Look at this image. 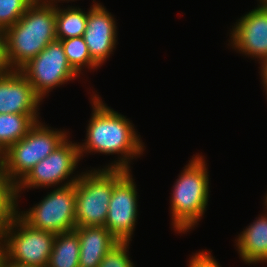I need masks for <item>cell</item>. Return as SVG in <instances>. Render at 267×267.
<instances>
[{"label": "cell", "mask_w": 267, "mask_h": 267, "mask_svg": "<svg viewBox=\"0 0 267 267\" xmlns=\"http://www.w3.org/2000/svg\"><path fill=\"white\" fill-rule=\"evenodd\" d=\"M259 215L235 239L239 256L247 264L267 263V212Z\"/></svg>", "instance_id": "cell-15"}, {"label": "cell", "mask_w": 267, "mask_h": 267, "mask_svg": "<svg viewBox=\"0 0 267 267\" xmlns=\"http://www.w3.org/2000/svg\"><path fill=\"white\" fill-rule=\"evenodd\" d=\"M11 70H19L56 40V6L35 0L14 25L5 29Z\"/></svg>", "instance_id": "cell-2"}, {"label": "cell", "mask_w": 267, "mask_h": 267, "mask_svg": "<svg viewBox=\"0 0 267 267\" xmlns=\"http://www.w3.org/2000/svg\"><path fill=\"white\" fill-rule=\"evenodd\" d=\"M79 236L75 230L58 233L47 267H79Z\"/></svg>", "instance_id": "cell-17"}, {"label": "cell", "mask_w": 267, "mask_h": 267, "mask_svg": "<svg viewBox=\"0 0 267 267\" xmlns=\"http://www.w3.org/2000/svg\"><path fill=\"white\" fill-rule=\"evenodd\" d=\"M67 56L69 65L80 76L82 68L90 70L98 69L100 66L91 58L83 36L60 40Z\"/></svg>", "instance_id": "cell-19"}, {"label": "cell", "mask_w": 267, "mask_h": 267, "mask_svg": "<svg viewBox=\"0 0 267 267\" xmlns=\"http://www.w3.org/2000/svg\"><path fill=\"white\" fill-rule=\"evenodd\" d=\"M39 121V114H0V152L22 139Z\"/></svg>", "instance_id": "cell-16"}, {"label": "cell", "mask_w": 267, "mask_h": 267, "mask_svg": "<svg viewBox=\"0 0 267 267\" xmlns=\"http://www.w3.org/2000/svg\"><path fill=\"white\" fill-rule=\"evenodd\" d=\"M92 115L87 128L85 142L79 144L80 157L84 153L118 154V159L104 168H117L131 171L130 162L144 152V143L126 116L113 110L100 99L98 94L91 95ZM120 154V155H119Z\"/></svg>", "instance_id": "cell-1"}, {"label": "cell", "mask_w": 267, "mask_h": 267, "mask_svg": "<svg viewBox=\"0 0 267 267\" xmlns=\"http://www.w3.org/2000/svg\"><path fill=\"white\" fill-rule=\"evenodd\" d=\"M0 175H2V152H0Z\"/></svg>", "instance_id": "cell-29"}, {"label": "cell", "mask_w": 267, "mask_h": 267, "mask_svg": "<svg viewBox=\"0 0 267 267\" xmlns=\"http://www.w3.org/2000/svg\"><path fill=\"white\" fill-rule=\"evenodd\" d=\"M210 252L207 250L196 252L192 255L188 267H221L217 260L214 259Z\"/></svg>", "instance_id": "cell-23"}, {"label": "cell", "mask_w": 267, "mask_h": 267, "mask_svg": "<svg viewBox=\"0 0 267 267\" xmlns=\"http://www.w3.org/2000/svg\"><path fill=\"white\" fill-rule=\"evenodd\" d=\"M19 71L43 100L55 87L75 80L79 75L69 65L60 40L50 42L36 57L29 60Z\"/></svg>", "instance_id": "cell-9"}, {"label": "cell", "mask_w": 267, "mask_h": 267, "mask_svg": "<svg viewBox=\"0 0 267 267\" xmlns=\"http://www.w3.org/2000/svg\"><path fill=\"white\" fill-rule=\"evenodd\" d=\"M36 122L28 133L2 153V175L16 186L68 137L67 131Z\"/></svg>", "instance_id": "cell-4"}, {"label": "cell", "mask_w": 267, "mask_h": 267, "mask_svg": "<svg viewBox=\"0 0 267 267\" xmlns=\"http://www.w3.org/2000/svg\"><path fill=\"white\" fill-rule=\"evenodd\" d=\"M4 259H5V250H4V245L0 239V267H2Z\"/></svg>", "instance_id": "cell-27"}, {"label": "cell", "mask_w": 267, "mask_h": 267, "mask_svg": "<svg viewBox=\"0 0 267 267\" xmlns=\"http://www.w3.org/2000/svg\"><path fill=\"white\" fill-rule=\"evenodd\" d=\"M204 159L199 154L193 155L174 183L170 198V216L173 230L179 234L194 229L206 211L210 182Z\"/></svg>", "instance_id": "cell-3"}, {"label": "cell", "mask_w": 267, "mask_h": 267, "mask_svg": "<svg viewBox=\"0 0 267 267\" xmlns=\"http://www.w3.org/2000/svg\"><path fill=\"white\" fill-rule=\"evenodd\" d=\"M80 159L78 144L75 142L72 143V141L67 138L46 158L34 166L15 186L17 205L19 204L18 199L21 197L20 192L23 189H31L32 187L35 189L50 188L52 186L55 188V186L62 187L74 184L81 176V174L72 176V174L75 173Z\"/></svg>", "instance_id": "cell-7"}, {"label": "cell", "mask_w": 267, "mask_h": 267, "mask_svg": "<svg viewBox=\"0 0 267 267\" xmlns=\"http://www.w3.org/2000/svg\"><path fill=\"white\" fill-rule=\"evenodd\" d=\"M130 241H119L105 255L99 267H135L129 257Z\"/></svg>", "instance_id": "cell-22"}, {"label": "cell", "mask_w": 267, "mask_h": 267, "mask_svg": "<svg viewBox=\"0 0 267 267\" xmlns=\"http://www.w3.org/2000/svg\"><path fill=\"white\" fill-rule=\"evenodd\" d=\"M41 101L19 70L0 74V114H40Z\"/></svg>", "instance_id": "cell-13"}, {"label": "cell", "mask_w": 267, "mask_h": 267, "mask_svg": "<svg viewBox=\"0 0 267 267\" xmlns=\"http://www.w3.org/2000/svg\"><path fill=\"white\" fill-rule=\"evenodd\" d=\"M88 9L87 25L83 35L91 58L102 66L116 48L117 26L115 18L101 3H96ZM102 64V65H101Z\"/></svg>", "instance_id": "cell-12"}, {"label": "cell", "mask_w": 267, "mask_h": 267, "mask_svg": "<svg viewBox=\"0 0 267 267\" xmlns=\"http://www.w3.org/2000/svg\"><path fill=\"white\" fill-rule=\"evenodd\" d=\"M88 11L75 6L66 9L56 5V38L64 40L67 38L80 37L84 35L87 25Z\"/></svg>", "instance_id": "cell-18"}, {"label": "cell", "mask_w": 267, "mask_h": 267, "mask_svg": "<svg viewBox=\"0 0 267 267\" xmlns=\"http://www.w3.org/2000/svg\"><path fill=\"white\" fill-rule=\"evenodd\" d=\"M130 172L114 186L104 226L119 241H132L137 222L138 193Z\"/></svg>", "instance_id": "cell-10"}, {"label": "cell", "mask_w": 267, "mask_h": 267, "mask_svg": "<svg viewBox=\"0 0 267 267\" xmlns=\"http://www.w3.org/2000/svg\"><path fill=\"white\" fill-rule=\"evenodd\" d=\"M11 71L7 53H6V34L5 30L0 28V74Z\"/></svg>", "instance_id": "cell-24"}, {"label": "cell", "mask_w": 267, "mask_h": 267, "mask_svg": "<svg viewBox=\"0 0 267 267\" xmlns=\"http://www.w3.org/2000/svg\"><path fill=\"white\" fill-rule=\"evenodd\" d=\"M45 1L48 2V3H50V4H54L56 6L57 3L60 2V1H62V2L64 1V2L69 3V1H73L74 2L75 0H45Z\"/></svg>", "instance_id": "cell-28"}, {"label": "cell", "mask_w": 267, "mask_h": 267, "mask_svg": "<svg viewBox=\"0 0 267 267\" xmlns=\"http://www.w3.org/2000/svg\"><path fill=\"white\" fill-rule=\"evenodd\" d=\"M260 65L261 66L259 68H261V70L259 73H261L260 76L263 83L262 85L264 86V91L267 95V59L263 60Z\"/></svg>", "instance_id": "cell-25"}, {"label": "cell", "mask_w": 267, "mask_h": 267, "mask_svg": "<svg viewBox=\"0 0 267 267\" xmlns=\"http://www.w3.org/2000/svg\"><path fill=\"white\" fill-rule=\"evenodd\" d=\"M17 212L15 186L0 175V235L10 225Z\"/></svg>", "instance_id": "cell-20"}, {"label": "cell", "mask_w": 267, "mask_h": 267, "mask_svg": "<svg viewBox=\"0 0 267 267\" xmlns=\"http://www.w3.org/2000/svg\"><path fill=\"white\" fill-rule=\"evenodd\" d=\"M264 198H265V199H264V203H263V204H265L264 206H266V208H265L264 211H266V210H267V193H266V195H265Z\"/></svg>", "instance_id": "cell-30"}, {"label": "cell", "mask_w": 267, "mask_h": 267, "mask_svg": "<svg viewBox=\"0 0 267 267\" xmlns=\"http://www.w3.org/2000/svg\"><path fill=\"white\" fill-rule=\"evenodd\" d=\"M76 188L75 183L54 188L32 208L17 214L31 227L58 233L69 232L76 227Z\"/></svg>", "instance_id": "cell-8"}, {"label": "cell", "mask_w": 267, "mask_h": 267, "mask_svg": "<svg viewBox=\"0 0 267 267\" xmlns=\"http://www.w3.org/2000/svg\"><path fill=\"white\" fill-rule=\"evenodd\" d=\"M2 267H39V266H24L13 262H8L6 259H4Z\"/></svg>", "instance_id": "cell-26"}, {"label": "cell", "mask_w": 267, "mask_h": 267, "mask_svg": "<svg viewBox=\"0 0 267 267\" xmlns=\"http://www.w3.org/2000/svg\"><path fill=\"white\" fill-rule=\"evenodd\" d=\"M56 235L27 224L17 213L0 235L5 259L24 266L47 267Z\"/></svg>", "instance_id": "cell-6"}, {"label": "cell", "mask_w": 267, "mask_h": 267, "mask_svg": "<svg viewBox=\"0 0 267 267\" xmlns=\"http://www.w3.org/2000/svg\"><path fill=\"white\" fill-rule=\"evenodd\" d=\"M35 0H0V28L14 25Z\"/></svg>", "instance_id": "cell-21"}, {"label": "cell", "mask_w": 267, "mask_h": 267, "mask_svg": "<svg viewBox=\"0 0 267 267\" xmlns=\"http://www.w3.org/2000/svg\"><path fill=\"white\" fill-rule=\"evenodd\" d=\"M230 43L237 52L257 58L259 64L267 59V2L242 15L230 30Z\"/></svg>", "instance_id": "cell-11"}, {"label": "cell", "mask_w": 267, "mask_h": 267, "mask_svg": "<svg viewBox=\"0 0 267 267\" xmlns=\"http://www.w3.org/2000/svg\"><path fill=\"white\" fill-rule=\"evenodd\" d=\"M93 169L81 172L75 182L76 227L105 226L114 186L129 172L117 168Z\"/></svg>", "instance_id": "cell-5"}, {"label": "cell", "mask_w": 267, "mask_h": 267, "mask_svg": "<svg viewBox=\"0 0 267 267\" xmlns=\"http://www.w3.org/2000/svg\"><path fill=\"white\" fill-rule=\"evenodd\" d=\"M80 243L79 267H99V264L119 240L104 226H77Z\"/></svg>", "instance_id": "cell-14"}]
</instances>
